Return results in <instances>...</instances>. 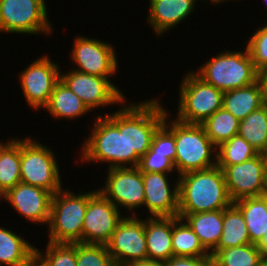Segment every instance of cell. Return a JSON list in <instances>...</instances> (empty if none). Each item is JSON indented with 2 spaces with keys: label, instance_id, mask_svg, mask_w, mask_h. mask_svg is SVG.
Listing matches in <instances>:
<instances>
[{
  "label": "cell",
  "instance_id": "6da1fadb",
  "mask_svg": "<svg viewBox=\"0 0 267 266\" xmlns=\"http://www.w3.org/2000/svg\"><path fill=\"white\" fill-rule=\"evenodd\" d=\"M126 103L127 100L115 112L94 119L92 133L81 147L83 163H108L109 168L138 166L140 157L128 154Z\"/></svg>",
  "mask_w": 267,
  "mask_h": 266
},
{
  "label": "cell",
  "instance_id": "7a4b0ae2",
  "mask_svg": "<svg viewBox=\"0 0 267 266\" xmlns=\"http://www.w3.org/2000/svg\"><path fill=\"white\" fill-rule=\"evenodd\" d=\"M178 217L226 209L233 204L223 170L217 165L178 176Z\"/></svg>",
  "mask_w": 267,
  "mask_h": 266
},
{
  "label": "cell",
  "instance_id": "3957f363",
  "mask_svg": "<svg viewBox=\"0 0 267 266\" xmlns=\"http://www.w3.org/2000/svg\"><path fill=\"white\" fill-rule=\"evenodd\" d=\"M168 115L167 112L163 123L174 134L176 148L174 166L177 176L216 166L217 147L207 136L203 126L183 123L175 117L170 121Z\"/></svg>",
  "mask_w": 267,
  "mask_h": 266
},
{
  "label": "cell",
  "instance_id": "277c9868",
  "mask_svg": "<svg viewBox=\"0 0 267 266\" xmlns=\"http://www.w3.org/2000/svg\"><path fill=\"white\" fill-rule=\"evenodd\" d=\"M98 191L75 194L62 188L52 196L48 242L82 243V229L88 200Z\"/></svg>",
  "mask_w": 267,
  "mask_h": 266
},
{
  "label": "cell",
  "instance_id": "5b68a950",
  "mask_svg": "<svg viewBox=\"0 0 267 266\" xmlns=\"http://www.w3.org/2000/svg\"><path fill=\"white\" fill-rule=\"evenodd\" d=\"M195 73L223 92L249 86L260 79L247 48L244 52L222 51L202 64Z\"/></svg>",
  "mask_w": 267,
  "mask_h": 266
},
{
  "label": "cell",
  "instance_id": "8992f818",
  "mask_svg": "<svg viewBox=\"0 0 267 266\" xmlns=\"http://www.w3.org/2000/svg\"><path fill=\"white\" fill-rule=\"evenodd\" d=\"M179 87L178 121L202 124L222 108L223 91L201 79L195 71H188Z\"/></svg>",
  "mask_w": 267,
  "mask_h": 266
},
{
  "label": "cell",
  "instance_id": "52a82bcc",
  "mask_svg": "<svg viewBox=\"0 0 267 266\" xmlns=\"http://www.w3.org/2000/svg\"><path fill=\"white\" fill-rule=\"evenodd\" d=\"M58 161L53 149L30 136L21 139V182L43 188L53 195L62 189Z\"/></svg>",
  "mask_w": 267,
  "mask_h": 266
},
{
  "label": "cell",
  "instance_id": "ba28073f",
  "mask_svg": "<svg viewBox=\"0 0 267 266\" xmlns=\"http://www.w3.org/2000/svg\"><path fill=\"white\" fill-rule=\"evenodd\" d=\"M46 0H0V33L51 35Z\"/></svg>",
  "mask_w": 267,
  "mask_h": 266
},
{
  "label": "cell",
  "instance_id": "9c48e42d",
  "mask_svg": "<svg viewBox=\"0 0 267 266\" xmlns=\"http://www.w3.org/2000/svg\"><path fill=\"white\" fill-rule=\"evenodd\" d=\"M157 99L127 104L128 154L140 158L150 149L154 133L165 119L166 111Z\"/></svg>",
  "mask_w": 267,
  "mask_h": 266
},
{
  "label": "cell",
  "instance_id": "30bf717a",
  "mask_svg": "<svg viewBox=\"0 0 267 266\" xmlns=\"http://www.w3.org/2000/svg\"><path fill=\"white\" fill-rule=\"evenodd\" d=\"M132 216L124 217L117 225L116 230L105 244L116 266H125L136 261L148 260L145 219ZM140 219V220H139Z\"/></svg>",
  "mask_w": 267,
  "mask_h": 266
},
{
  "label": "cell",
  "instance_id": "8fae6325",
  "mask_svg": "<svg viewBox=\"0 0 267 266\" xmlns=\"http://www.w3.org/2000/svg\"><path fill=\"white\" fill-rule=\"evenodd\" d=\"M60 79L77 95L92 112L99 107L121 105L125 95L111 79L83 73L74 69L60 73ZM94 108V109H93Z\"/></svg>",
  "mask_w": 267,
  "mask_h": 266
},
{
  "label": "cell",
  "instance_id": "7c38bea8",
  "mask_svg": "<svg viewBox=\"0 0 267 266\" xmlns=\"http://www.w3.org/2000/svg\"><path fill=\"white\" fill-rule=\"evenodd\" d=\"M223 170L231 200L267 194V161L263 153L233 166H218Z\"/></svg>",
  "mask_w": 267,
  "mask_h": 266
},
{
  "label": "cell",
  "instance_id": "4fadbf2b",
  "mask_svg": "<svg viewBox=\"0 0 267 266\" xmlns=\"http://www.w3.org/2000/svg\"><path fill=\"white\" fill-rule=\"evenodd\" d=\"M104 187L98 190L118 209L129 212L144 206L143 172L136 167L108 168Z\"/></svg>",
  "mask_w": 267,
  "mask_h": 266
},
{
  "label": "cell",
  "instance_id": "5bb4252c",
  "mask_svg": "<svg viewBox=\"0 0 267 266\" xmlns=\"http://www.w3.org/2000/svg\"><path fill=\"white\" fill-rule=\"evenodd\" d=\"M73 44L70 57L77 65L74 70L108 79L117 74L119 66L112 44L79 35Z\"/></svg>",
  "mask_w": 267,
  "mask_h": 266
},
{
  "label": "cell",
  "instance_id": "9a60e30c",
  "mask_svg": "<svg viewBox=\"0 0 267 266\" xmlns=\"http://www.w3.org/2000/svg\"><path fill=\"white\" fill-rule=\"evenodd\" d=\"M58 63L52 62L48 55L35 59L19 75V83L28 106L38 110L45 108L50 100L54 86L60 80Z\"/></svg>",
  "mask_w": 267,
  "mask_h": 266
},
{
  "label": "cell",
  "instance_id": "2e32d148",
  "mask_svg": "<svg viewBox=\"0 0 267 266\" xmlns=\"http://www.w3.org/2000/svg\"><path fill=\"white\" fill-rule=\"evenodd\" d=\"M99 190L88 200L82 243L105 245L125 215Z\"/></svg>",
  "mask_w": 267,
  "mask_h": 266
},
{
  "label": "cell",
  "instance_id": "e0dca14e",
  "mask_svg": "<svg viewBox=\"0 0 267 266\" xmlns=\"http://www.w3.org/2000/svg\"><path fill=\"white\" fill-rule=\"evenodd\" d=\"M53 194L43 188L18 183L14 188L8 190L0 197L10 202L22 217H25L33 224H47L51 210V200Z\"/></svg>",
  "mask_w": 267,
  "mask_h": 266
},
{
  "label": "cell",
  "instance_id": "ac0fdd59",
  "mask_svg": "<svg viewBox=\"0 0 267 266\" xmlns=\"http://www.w3.org/2000/svg\"><path fill=\"white\" fill-rule=\"evenodd\" d=\"M168 174L143 172L144 207L149 217H176L178 216V178L171 189Z\"/></svg>",
  "mask_w": 267,
  "mask_h": 266
},
{
  "label": "cell",
  "instance_id": "d6986e66",
  "mask_svg": "<svg viewBox=\"0 0 267 266\" xmlns=\"http://www.w3.org/2000/svg\"><path fill=\"white\" fill-rule=\"evenodd\" d=\"M149 3L147 22L156 36H162L184 22L195 10L198 0H149Z\"/></svg>",
  "mask_w": 267,
  "mask_h": 266
},
{
  "label": "cell",
  "instance_id": "ffe728a7",
  "mask_svg": "<svg viewBox=\"0 0 267 266\" xmlns=\"http://www.w3.org/2000/svg\"><path fill=\"white\" fill-rule=\"evenodd\" d=\"M145 220L148 260L165 263L173 256L172 217H149Z\"/></svg>",
  "mask_w": 267,
  "mask_h": 266
},
{
  "label": "cell",
  "instance_id": "44dd1931",
  "mask_svg": "<svg viewBox=\"0 0 267 266\" xmlns=\"http://www.w3.org/2000/svg\"><path fill=\"white\" fill-rule=\"evenodd\" d=\"M266 95L261 79L243 88L223 92L222 108L232 113L239 121L265 103Z\"/></svg>",
  "mask_w": 267,
  "mask_h": 266
},
{
  "label": "cell",
  "instance_id": "7402d4cb",
  "mask_svg": "<svg viewBox=\"0 0 267 266\" xmlns=\"http://www.w3.org/2000/svg\"><path fill=\"white\" fill-rule=\"evenodd\" d=\"M182 219L209 253L217 247L223 232V209L187 214Z\"/></svg>",
  "mask_w": 267,
  "mask_h": 266
},
{
  "label": "cell",
  "instance_id": "603a6c76",
  "mask_svg": "<svg viewBox=\"0 0 267 266\" xmlns=\"http://www.w3.org/2000/svg\"><path fill=\"white\" fill-rule=\"evenodd\" d=\"M22 237L0 226V266H27L36 256V247Z\"/></svg>",
  "mask_w": 267,
  "mask_h": 266
},
{
  "label": "cell",
  "instance_id": "cb8c5ba5",
  "mask_svg": "<svg viewBox=\"0 0 267 266\" xmlns=\"http://www.w3.org/2000/svg\"><path fill=\"white\" fill-rule=\"evenodd\" d=\"M233 204L244 217L251 243L258 244L267 231V194L241 198Z\"/></svg>",
  "mask_w": 267,
  "mask_h": 266
},
{
  "label": "cell",
  "instance_id": "d4e9b609",
  "mask_svg": "<svg viewBox=\"0 0 267 266\" xmlns=\"http://www.w3.org/2000/svg\"><path fill=\"white\" fill-rule=\"evenodd\" d=\"M45 109L55 119H61L62 117L69 120L76 119V117L78 118L91 112L83 101L61 79L54 86Z\"/></svg>",
  "mask_w": 267,
  "mask_h": 266
},
{
  "label": "cell",
  "instance_id": "484cf974",
  "mask_svg": "<svg viewBox=\"0 0 267 266\" xmlns=\"http://www.w3.org/2000/svg\"><path fill=\"white\" fill-rule=\"evenodd\" d=\"M251 244L246 222L241 211L232 204L223 209V232L217 247L210 253L213 257L219 250Z\"/></svg>",
  "mask_w": 267,
  "mask_h": 266
},
{
  "label": "cell",
  "instance_id": "4316f807",
  "mask_svg": "<svg viewBox=\"0 0 267 266\" xmlns=\"http://www.w3.org/2000/svg\"><path fill=\"white\" fill-rule=\"evenodd\" d=\"M172 248L173 256H211V254L203 247L194 231L178 216L172 217Z\"/></svg>",
  "mask_w": 267,
  "mask_h": 266
},
{
  "label": "cell",
  "instance_id": "83f0119b",
  "mask_svg": "<svg viewBox=\"0 0 267 266\" xmlns=\"http://www.w3.org/2000/svg\"><path fill=\"white\" fill-rule=\"evenodd\" d=\"M21 139L14 138L0 156V197L21 182Z\"/></svg>",
  "mask_w": 267,
  "mask_h": 266
},
{
  "label": "cell",
  "instance_id": "f1b7e54d",
  "mask_svg": "<svg viewBox=\"0 0 267 266\" xmlns=\"http://www.w3.org/2000/svg\"><path fill=\"white\" fill-rule=\"evenodd\" d=\"M238 135L251 144L258 153L267 150V102L240 121Z\"/></svg>",
  "mask_w": 267,
  "mask_h": 266
},
{
  "label": "cell",
  "instance_id": "f546056e",
  "mask_svg": "<svg viewBox=\"0 0 267 266\" xmlns=\"http://www.w3.org/2000/svg\"><path fill=\"white\" fill-rule=\"evenodd\" d=\"M240 121L230 112L221 108L214 112L201 125L212 143L218 147L238 134Z\"/></svg>",
  "mask_w": 267,
  "mask_h": 266
},
{
  "label": "cell",
  "instance_id": "4dcf8cb0",
  "mask_svg": "<svg viewBox=\"0 0 267 266\" xmlns=\"http://www.w3.org/2000/svg\"><path fill=\"white\" fill-rule=\"evenodd\" d=\"M259 153L240 135H234L217 147L216 165L233 166L248 161Z\"/></svg>",
  "mask_w": 267,
  "mask_h": 266
},
{
  "label": "cell",
  "instance_id": "1f68e13d",
  "mask_svg": "<svg viewBox=\"0 0 267 266\" xmlns=\"http://www.w3.org/2000/svg\"><path fill=\"white\" fill-rule=\"evenodd\" d=\"M261 256L257 244L251 243L221 249L213 260L215 266H260Z\"/></svg>",
  "mask_w": 267,
  "mask_h": 266
},
{
  "label": "cell",
  "instance_id": "d6a6232c",
  "mask_svg": "<svg viewBox=\"0 0 267 266\" xmlns=\"http://www.w3.org/2000/svg\"><path fill=\"white\" fill-rule=\"evenodd\" d=\"M36 257L45 266H76V243L48 242L46 252L36 248Z\"/></svg>",
  "mask_w": 267,
  "mask_h": 266
},
{
  "label": "cell",
  "instance_id": "836d02e7",
  "mask_svg": "<svg viewBox=\"0 0 267 266\" xmlns=\"http://www.w3.org/2000/svg\"><path fill=\"white\" fill-rule=\"evenodd\" d=\"M76 266H116L103 244L76 243Z\"/></svg>",
  "mask_w": 267,
  "mask_h": 266
},
{
  "label": "cell",
  "instance_id": "e575fe53",
  "mask_svg": "<svg viewBox=\"0 0 267 266\" xmlns=\"http://www.w3.org/2000/svg\"><path fill=\"white\" fill-rule=\"evenodd\" d=\"M259 73L267 68V24L259 27L245 46Z\"/></svg>",
  "mask_w": 267,
  "mask_h": 266
},
{
  "label": "cell",
  "instance_id": "d590c367",
  "mask_svg": "<svg viewBox=\"0 0 267 266\" xmlns=\"http://www.w3.org/2000/svg\"><path fill=\"white\" fill-rule=\"evenodd\" d=\"M137 167L141 172L172 173L176 170L169 154L157 153L151 149L140 158Z\"/></svg>",
  "mask_w": 267,
  "mask_h": 266
},
{
  "label": "cell",
  "instance_id": "8d00e7d4",
  "mask_svg": "<svg viewBox=\"0 0 267 266\" xmlns=\"http://www.w3.org/2000/svg\"><path fill=\"white\" fill-rule=\"evenodd\" d=\"M150 149L157 153L169 154L174 163L176 156L175 139L173 132L162 123L153 135Z\"/></svg>",
  "mask_w": 267,
  "mask_h": 266
},
{
  "label": "cell",
  "instance_id": "74e56055",
  "mask_svg": "<svg viewBox=\"0 0 267 266\" xmlns=\"http://www.w3.org/2000/svg\"><path fill=\"white\" fill-rule=\"evenodd\" d=\"M164 266H215L212 256L207 257H185L172 256L165 263Z\"/></svg>",
  "mask_w": 267,
  "mask_h": 266
},
{
  "label": "cell",
  "instance_id": "f35d334b",
  "mask_svg": "<svg viewBox=\"0 0 267 266\" xmlns=\"http://www.w3.org/2000/svg\"><path fill=\"white\" fill-rule=\"evenodd\" d=\"M125 266H164L163 263L161 262H155L151 260H146V261H136L129 263Z\"/></svg>",
  "mask_w": 267,
  "mask_h": 266
},
{
  "label": "cell",
  "instance_id": "ab89813d",
  "mask_svg": "<svg viewBox=\"0 0 267 266\" xmlns=\"http://www.w3.org/2000/svg\"><path fill=\"white\" fill-rule=\"evenodd\" d=\"M257 247L259 248L262 254L267 255V231L265 232V235L262 240L257 244Z\"/></svg>",
  "mask_w": 267,
  "mask_h": 266
},
{
  "label": "cell",
  "instance_id": "60d3db41",
  "mask_svg": "<svg viewBox=\"0 0 267 266\" xmlns=\"http://www.w3.org/2000/svg\"><path fill=\"white\" fill-rule=\"evenodd\" d=\"M260 79L263 82L266 100H267V68L260 73Z\"/></svg>",
  "mask_w": 267,
  "mask_h": 266
},
{
  "label": "cell",
  "instance_id": "b9f144b4",
  "mask_svg": "<svg viewBox=\"0 0 267 266\" xmlns=\"http://www.w3.org/2000/svg\"><path fill=\"white\" fill-rule=\"evenodd\" d=\"M27 266H45L36 256L28 263Z\"/></svg>",
  "mask_w": 267,
  "mask_h": 266
},
{
  "label": "cell",
  "instance_id": "7bdbcfd3",
  "mask_svg": "<svg viewBox=\"0 0 267 266\" xmlns=\"http://www.w3.org/2000/svg\"><path fill=\"white\" fill-rule=\"evenodd\" d=\"M14 138L12 139H9V141L7 143H4L3 141L0 142V156H1V152L2 150L13 140Z\"/></svg>",
  "mask_w": 267,
  "mask_h": 266
},
{
  "label": "cell",
  "instance_id": "ee69618b",
  "mask_svg": "<svg viewBox=\"0 0 267 266\" xmlns=\"http://www.w3.org/2000/svg\"><path fill=\"white\" fill-rule=\"evenodd\" d=\"M260 266H267V255L262 254V256H261V265Z\"/></svg>",
  "mask_w": 267,
  "mask_h": 266
},
{
  "label": "cell",
  "instance_id": "f6af8a7d",
  "mask_svg": "<svg viewBox=\"0 0 267 266\" xmlns=\"http://www.w3.org/2000/svg\"><path fill=\"white\" fill-rule=\"evenodd\" d=\"M208 1H211V3H215V4H220V3H223V2L228 1V0H208Z\"/></svg>",
  "mask_w": 267,
  "mask_h": 266
},
{
  "label": "cell",
  "instance_id": "bcb514c9",
  "mask_svg": "<svg viewBox=\"0 0 267 266\" xmlns=\"http://www.w3.org/2000/svg\"><path fill=\"white\" fill-rule=\"evenodd\" d=\"M263 154H264L265 159H266V161H267V150H266Z\"/></svg>",
  "mask_w": 267,
  "mask_h": 266
}]
</instances>
